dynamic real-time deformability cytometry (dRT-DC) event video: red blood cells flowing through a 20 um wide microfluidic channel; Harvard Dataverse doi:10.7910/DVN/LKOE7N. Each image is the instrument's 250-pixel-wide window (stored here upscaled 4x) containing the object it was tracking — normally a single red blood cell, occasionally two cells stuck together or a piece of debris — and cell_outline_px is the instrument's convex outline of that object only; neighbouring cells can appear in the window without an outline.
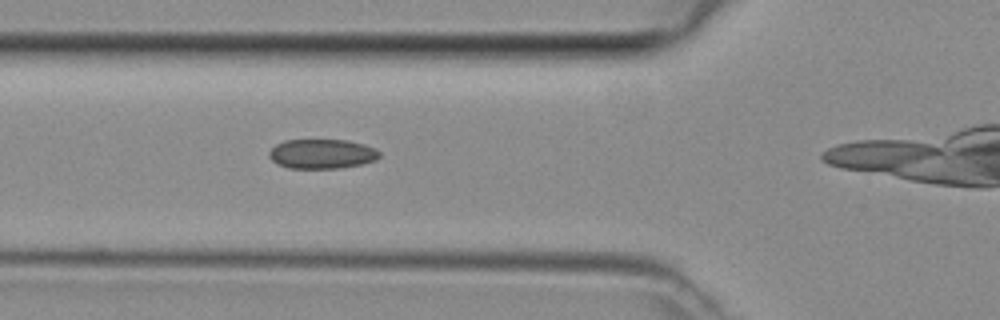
{"species": "common noctule bat (a hibernating species)", "species_latin": "Nyctalus noctula", "temperature_condition": "room temperature", "stored_images_in_passage": 15, "camera_frame_rate_fps": 3000, "um_per_image_px": 0.085, "animal": {"sex": "female", "body_mass_g": 29.2, "forearm_length_mm": 56.3}, "frame": {"image": 1, "passage_image": 9, "time_ms": 2.667, "image_size_px": [1000, 320], "cell_outline_px": [[380, 156], [376, 160], [360, 164], [340, 168], [288, 168], [272, 160], [268, 156], [268, 152], [276, 144], [284, 140], [348, 140], [364, 144], [376, 148], [380, 152]], "centroid_in_image_um": [27.38, 13.07], "position_along_channel_um": 98.4, "area_um2": 19.02}}
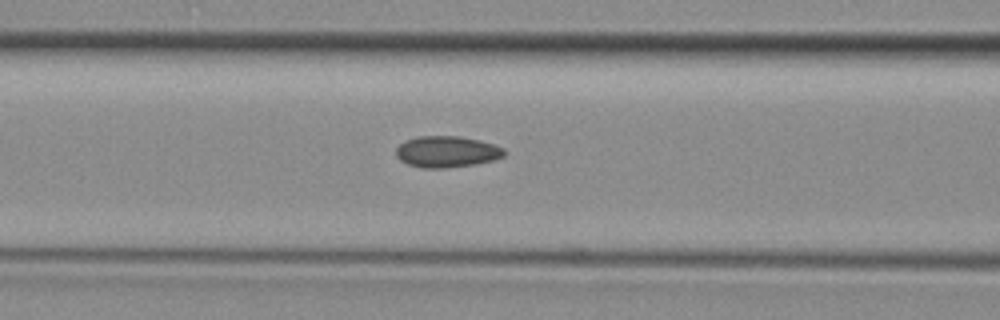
{"frame": {"image": 2, "passage_image": 11, "time_ms": 3.333, "image_size_px": [1000, 320], "cell_outline_px": [[508, 152], [504, 156], [492, 160], [476, 164], [444, 168], [420, 168], [408, 164], [400, 160], [396, 156], [396, 148], [400, 144], [416, 136], [456, 136], [476, 140], [492, 144], [504, 148]], "centroid_in_image_um": [37.97, 12.91], "position_along_channel_um": 128.6, "area_um2": 19.65}}